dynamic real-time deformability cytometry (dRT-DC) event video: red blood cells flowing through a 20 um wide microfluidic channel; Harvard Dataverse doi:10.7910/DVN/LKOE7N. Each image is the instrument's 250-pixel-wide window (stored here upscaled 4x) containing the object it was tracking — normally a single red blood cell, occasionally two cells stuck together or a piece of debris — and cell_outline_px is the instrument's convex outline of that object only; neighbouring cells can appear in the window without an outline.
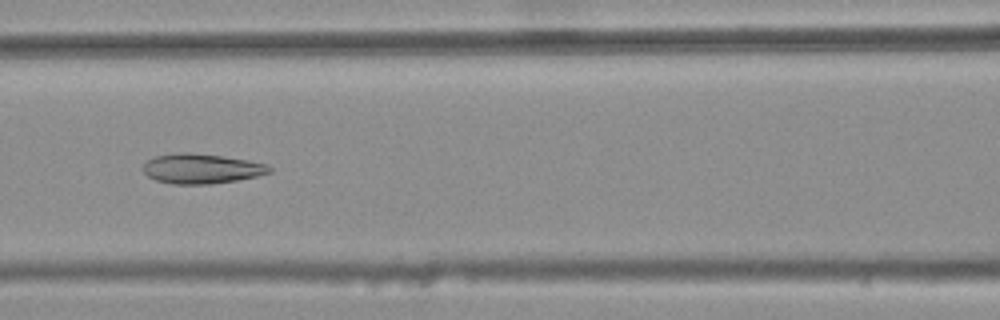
{"species": "common noctule bat (a hibernating species)", "species_latin": "Nyctalus noctula", "temperature_condition": "warm", "stored_images_in_passage": 40, "camera_frame_rate_fps": 3000, "um_per_image_px": 0.085, "animal": {"sex": "female", "body_mass_g": 25.1}, "frame": {"image": 1, "passage_image": 17, "time_ms": 5.333, "image_size_px": [1000, 320], "cell_outline_px": [[272, 172], [256, 176], [236, 180], [208, 184], [172, 184], [156, 180], [148, 176], [144, 172], [144, 164], [148, 160], [156, 156], [180, 152], [188, 152], [220, 156], [244, 160], [264, 164], [272, 168]], "centroid_in_image_um": [17.09, 14.34], "position_along_channel_um": 149.5, "area_um2": 21.56}}
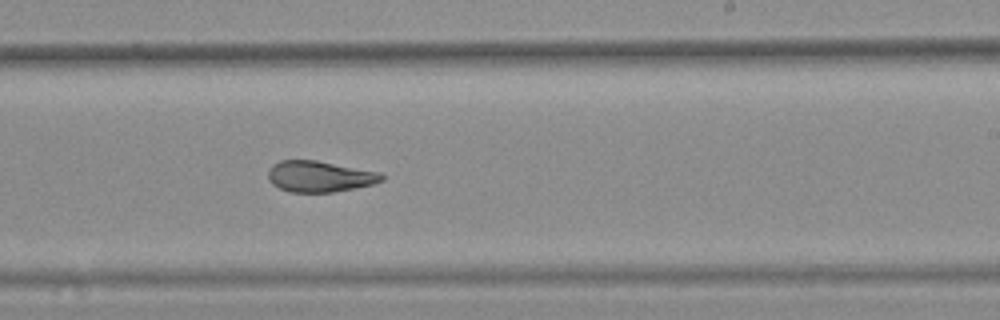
{"frame": {"image": 2, "passage_image": 26, "time_ms": 8.333, "image_size_px": [1000, 320], "cell_outline_px": [[384, 180], [372, 184], [332, 192], [288, 192], [272, 184], [268, 180], [268, 168], [272, 164], [280, 160], [316, 160], [380, 172], [384, 176]], "centroid_in_image_um": [27.12, 14.99], "position_along_channel_um": 261.9, "area_um2": 20.58}}
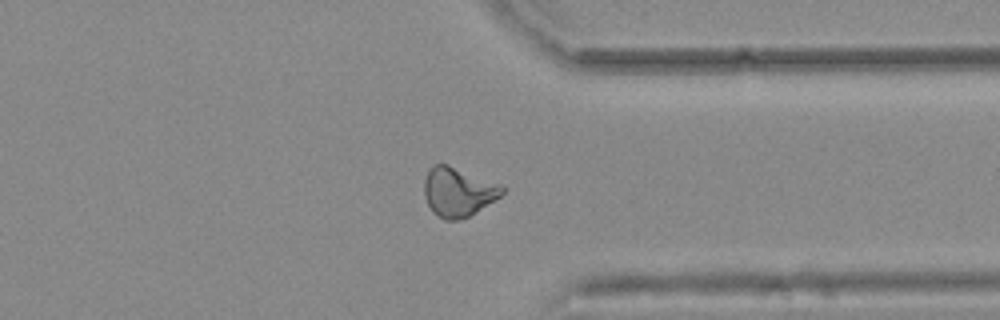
{"frame": {"image": 3, "passage_image": 35, "time_ms": 11.333, "image_size_px": [1000, 320], "cell_outline_px": [[508, 188], [500, 196], [468, 216], [456, 220], [444, 220], [432, 212], [424, 196], [424, 180], [428, 168], [432, 164], [448, 164], [500, 184]], "centroid_in_image_um": [38.91, 16.29], "position_along_channel_um": 372.5, "area_um2": 22.31}, "authors_computed_cell_mechanics": {"area_um2": 21.8484, "velocity_mm_per_s": 3.7615, "shape_relaxation_time_tau1_ms": null, "shape_relaxation_time_tau2_ms": 2.0992, "deformation_change_tau1": null, "deformation_change_tau2": 0.0976}}